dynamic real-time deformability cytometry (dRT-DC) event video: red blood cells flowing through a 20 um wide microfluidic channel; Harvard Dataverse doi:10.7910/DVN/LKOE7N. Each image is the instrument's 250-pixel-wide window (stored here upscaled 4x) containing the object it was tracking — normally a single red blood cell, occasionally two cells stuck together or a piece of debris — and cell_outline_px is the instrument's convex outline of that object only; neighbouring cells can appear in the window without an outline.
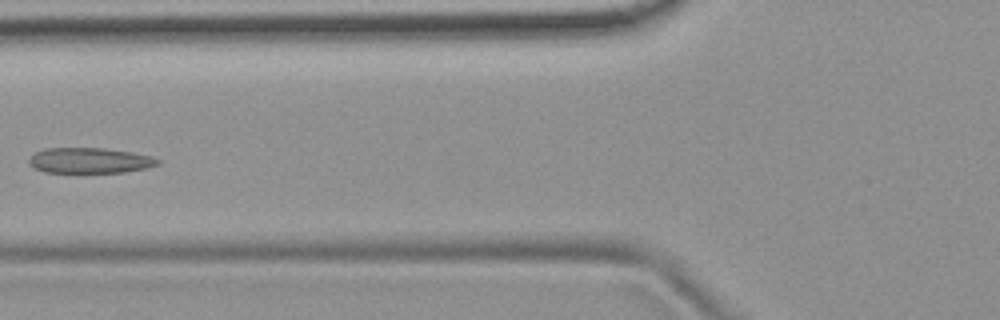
{"species": "common noctule bat (a hibernating species)", "species_latin": "Nyctalus noctula", "temperature_condition": "room temperature", "stored_images_in_passage": 8, "camera_frame_rate_fps": 3000, "um_per_image_px": 0.085, "animal": {"sex": "female", "body_mass_g": 19.9}, "frame": {"image": 1, "passage_image": 7, "time_ms": 2.0, "image_size_px": [1000, 320], "cell_outline_px": [[160, 164], [148, 168], [124, 172], [80, 176], [44, 172], [32, 168], [28, 164], [28, 160], [36, 152], [44, 148], [104, 148], [132, 152], [152, 156], [160, 160]], "centroid_in_image_um": [7.6, 13.7], "position_along_channel_um": 118.2, "area_um2": 20.4}}
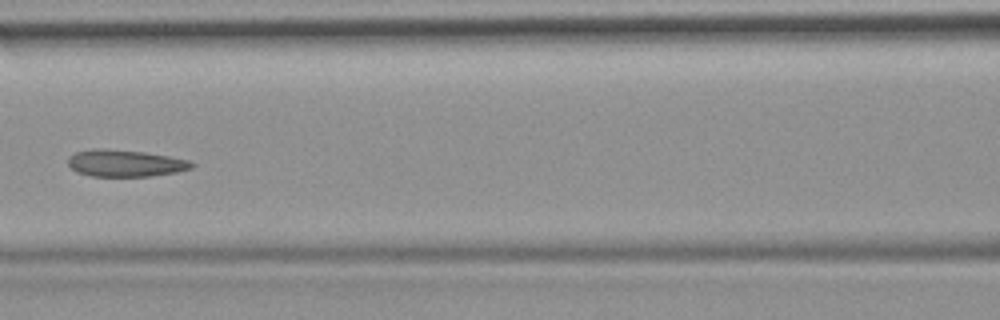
{"frame": {"image": 2, "passage_image": 8, "time_ms": 2.333, "image_size_px": [1000, 320], "cell_outline_px": [[196, 164], [192, 168], [176, 172], [152, 176], [92, 176], [76, 172], [68, 164], [68, 156], [76, 152], [92, 148], [104, 148], [144, 152], [192, 160]], "centroid_in_image_um": [10.65, 13.86], "position_along_channel_um": 155.9, "area_um2": 19.54}}